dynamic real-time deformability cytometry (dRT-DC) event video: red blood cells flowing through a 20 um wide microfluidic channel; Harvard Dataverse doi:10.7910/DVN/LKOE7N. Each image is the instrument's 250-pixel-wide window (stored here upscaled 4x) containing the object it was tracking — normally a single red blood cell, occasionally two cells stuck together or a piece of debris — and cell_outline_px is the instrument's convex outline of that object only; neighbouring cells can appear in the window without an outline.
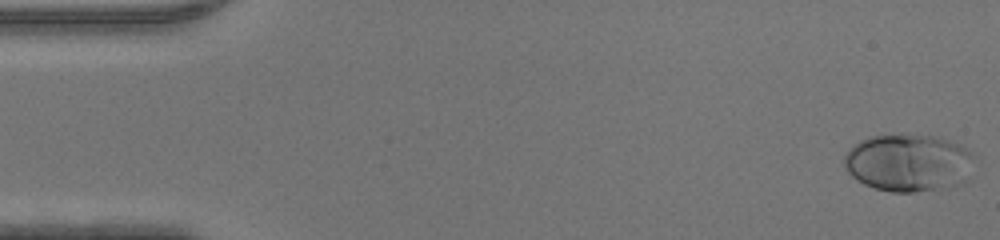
{"species": "human", "species_latin": "Homo sapiens", "temperature_condition": "warm", "stored_images_in_passage": 47, "camera_frame_rate_fps": 3000, "um_per_image_px": 0.085, "donor": {"sex": "male"}, "frame": {"image": 1, "passage_image": 1, "time_ms": 0.0, "image_size_px": [1000, 240], "cell_outline_px": [[972, 156], [932, 188], [912, 192], [892, 192], [876, 188], [864, 184], [856, 180], [848, 172], [844, 164], [844, 156], [848, 148], [860, 140], [872, 136], [908, 132], [932, 136], [948, 140], [960, 144], [972, 152]], "centroid_in_image_um": [76.84, 13.7], "position_along_channel_um": 8.2, "area_um2": 40.52}}
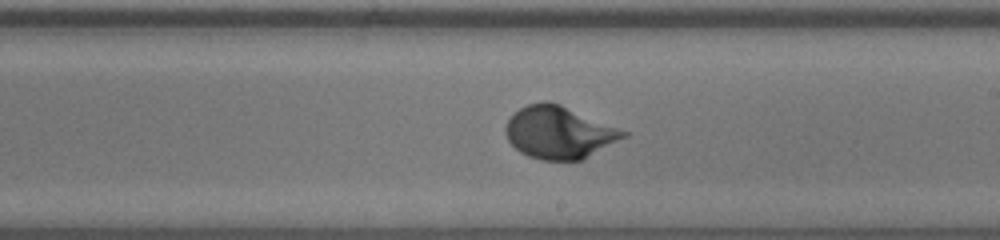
{"frame": {"image": 2, "passage_image": 27, "time_ms": 8.667, "image_size_px": [1000, 240], "cell_outline_px": [[628, 136], [580, 160], [540, 160], [528, 156], [520, 152], [508, 140], [504, 132], [504, 128], [508, 120], [520, 108], [528, 104], [544, 100], [548, 100], [560, 104], [628, 132]], "centroid_in_image_um": [47.49, 11.25], "position_along_channel_um": 241.5, "area_um2": 35.66}}
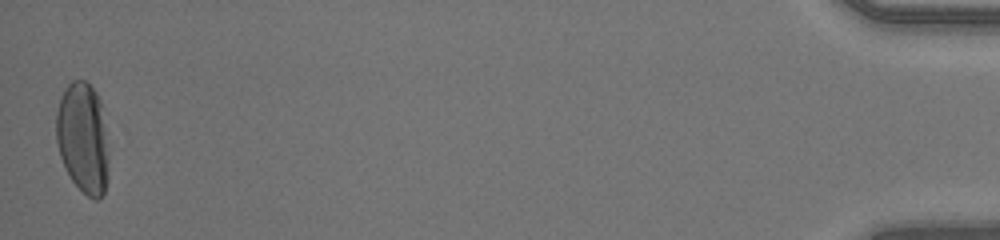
{"frame": {"image": 3, "passage_image": 47, "time_ms": 15.333, "image_size_px": [1000, 240], "cell_outline_px": [[108, 176], [104, 192], [96, 200], [88, 196], [72, 180], [60, 156], [56, 140], [56, 112], [60, 96], [64, 88], [72, 80], [84, 80], [96, 92], [100, 100], [108, 152]], "centroid_in_image_um": [7.03, 11.7], "position_along_channel_um": 428.2, "area_um2": 33.7}}